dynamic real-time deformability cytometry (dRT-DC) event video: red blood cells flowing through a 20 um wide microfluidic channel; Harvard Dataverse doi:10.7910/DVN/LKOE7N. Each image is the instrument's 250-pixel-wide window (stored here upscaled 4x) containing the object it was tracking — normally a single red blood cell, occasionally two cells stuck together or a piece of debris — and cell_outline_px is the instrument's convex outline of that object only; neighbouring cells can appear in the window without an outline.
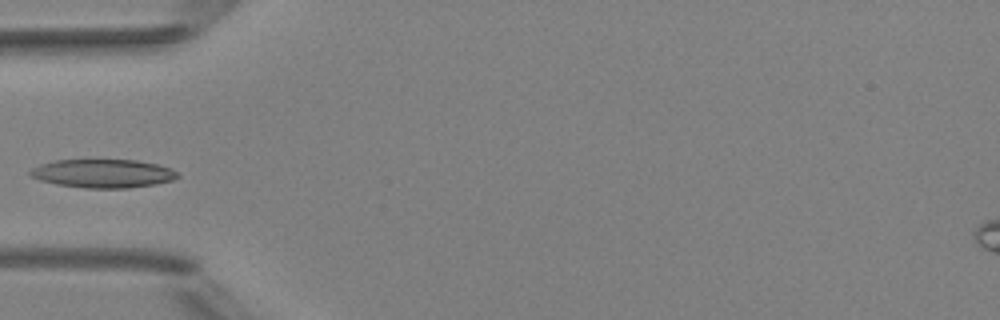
{"species": "Egyptian fruit bat (a non-hibernating species)", "species_latin": "Rousettus aegyptiacus", "temperature_condition": "room temperature", "stored_images_in_passage": 4, "camera_frame_rate_fps": 3000, "um_per_image_px": 0.085, "animal": {"sex": "female"}, "frame": {"image": 1, "passage_image": 3, "time_ms": 2.667, "image_size_px": [1000, 320], "cell_outline_px": [[180, 176], [172, 180], [156, 184], [128, 188], [84, 188], [56, 184], [40, 180], [28, 176], [28, 172], [32, 168], [40, 164], [56, 160], [136, 160], [156, 164], [172, 168]], "centroid_in_image_um": [8.73, 14.75], "position_along_channel_um": 76.3, "area_um2": 24.57}}
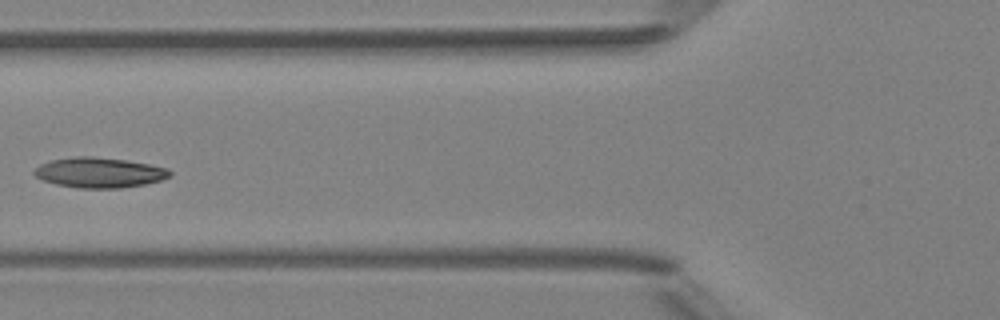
{"frame": {"image": 2, "passage_image": 4, "time_ms": 3.667, "image_size_px": [1000, 320], "cell_outline_px": [[172, 176], [160, 180], [144, 184], [120, 188], [76, 188], [56, 184], [44, 180], [36, 176], [32, 172], [40, 164], [52, 160], [76, 156], [92, 156], [124, 160], [148, 164], [168, 168], [172, 172]], "centroid_in_image_um": [8.45, 14.67], "position_along_channel_um": 117.4, "area_um2": 23.76}}